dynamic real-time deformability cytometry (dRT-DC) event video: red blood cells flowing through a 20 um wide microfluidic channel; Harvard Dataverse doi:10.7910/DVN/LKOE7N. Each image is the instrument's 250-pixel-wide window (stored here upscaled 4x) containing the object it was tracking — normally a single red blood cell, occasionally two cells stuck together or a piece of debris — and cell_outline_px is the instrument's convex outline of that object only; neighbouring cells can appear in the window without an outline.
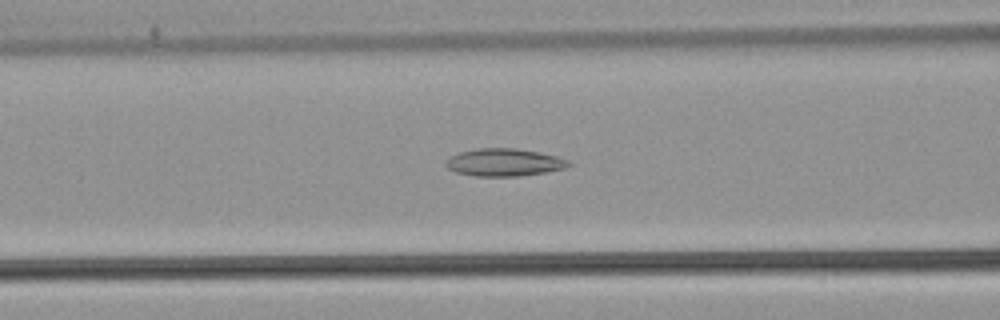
{"species": "common noctule bat (a hibernating species)", "species_latin": "Nyctalus noctula", "temperature_condition": "warm", "stored_images_in_passage": 54, "camera_frame_rate_fps": 3000, "um_per_image_px": 0.085, "animal": {"sex": "male", "body_mass_g": 21.5, "forearm_length_mm": 52.0}, "frame": {"image": 1, "passage_image": 22, "time_ms": 7.0, "image_size_px": [1000, 320], "cell_outline_px": [[572, 164], [564, 168], [544, 172], [520, 176], [472, 176], [456, 172], [448, 168], [444, 164], [444, 160], [448, 156], [460, 152], [480, 148], [516, 148], [540, 152], [556, 156], [568, 160]], "centroid_in_image_um": [42.8, 13.8], "position_along_channel_um": 123.8, "area_um2": 19.83}}
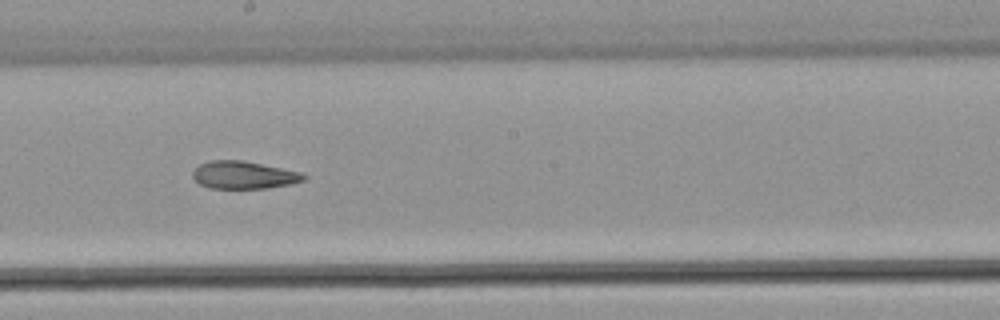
{"frame": {"image": 2, "passage_image": 30, "time_ms": 9.667, "image_size_px": [1000, 320], "cell_outline_px": [[308, 176], [304, 180], [292, 184], [268, 188], [208, 188], [200, 184], [192, 176], [192, 172], [200, 164], [212, 160], [244, 160], [300, 172]], "centroid_in_image_um": [20.73, 14.88], "position_along_channel_um": 227.5, "area_um2": 17.86}}
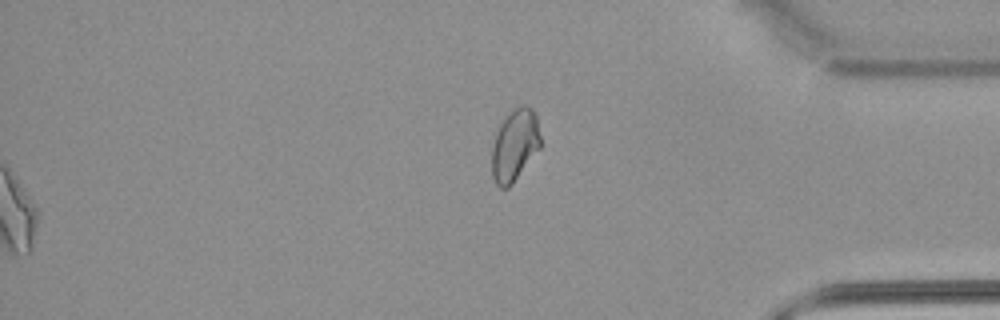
{"frame": {"image": 3, "passage_image": 54, "time_ms": 17.667, "image_size_px": [1000, 320], "cell_outline_px": [[540, 148], [512, 184], [508, 188], [500, 188], [496, 184], [492, 176], [492, 144], [500, 120], [520, 104], [524, 104], [532, 108], [536, 116], [540, 136]], "centroid_in_image_um": [43.73, 12.32], "position_along_channel_um": 391.5, "area_um2": 20.58}, "authors_computed_cell_mechanics": {"area_um2": 20.6346, "velocity_mm_per_s": 3.8972, "shape_relaxation_time_tau1_ms": 9.7871, "shape_relaxation_time_tau2_ms": 3.7467, "deformation_change_tau1": 0.2143, "deformation_change_tau2": 0.1171}}